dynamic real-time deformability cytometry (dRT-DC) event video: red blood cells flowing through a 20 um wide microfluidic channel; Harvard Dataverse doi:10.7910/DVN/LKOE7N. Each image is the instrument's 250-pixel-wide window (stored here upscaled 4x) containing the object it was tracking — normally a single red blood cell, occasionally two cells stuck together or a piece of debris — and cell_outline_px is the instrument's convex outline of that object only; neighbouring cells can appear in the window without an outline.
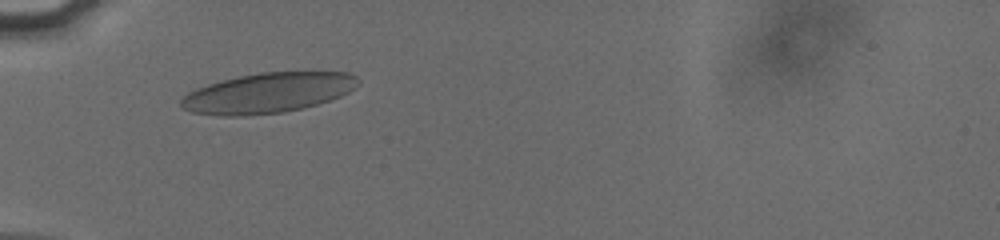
{"species": "human", "species_latin": "Homo sapiens", "temperature_condition": "cold", "stored_images_in_passage": 40, "camera_frame_rate_fps": 3000, "um_per_image_px": 0.085, "donor": {"sex": "male"}, "frame": {"image": 1, "passage_image": 9, "time_ms": 2.667, "image_size_px": [1000, 240], "cell_outline_px": [[360, 84], [356, 88], [340, 96], [304, 108], [284, 112], [240, 116], [224, 116], [192, 112], [184, 108], [180, 104], [180, 100], [188, 92], [196, 88], [208, 84], [240, 76], [260, 72], [348, 72], [356, 76], [360, 80]], "centroid_in_image_um": [22.8, 7.89], "position_along_channel_um": 62.2, "area_um2": 41.27}}
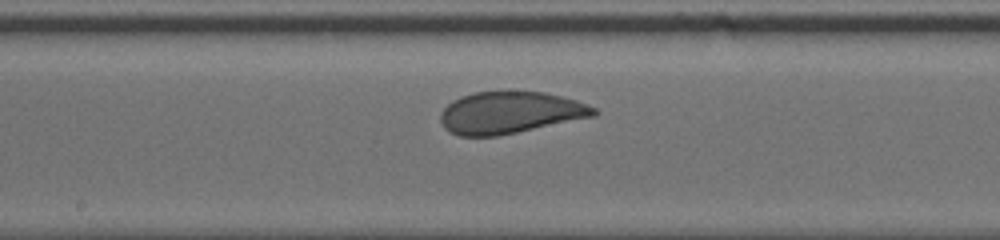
{"frame": {"image": 2, "passage_image": 21, "time_ms": 6.667, "image_size_px": [1000, 240], "cell_outline_px": [[600, 112], [596, 116], [496, 136], [460, 136], [444, 128], [440, 120], [440, 112], [452, 100], [460, 96], [476, 92], [544, 92], [576, 100], [588, 104], [596, 108]], "centroid_in_image_um": [43.36, 9.57], "position_along_channel_um": 204.8, "area_um2": 37.28}}
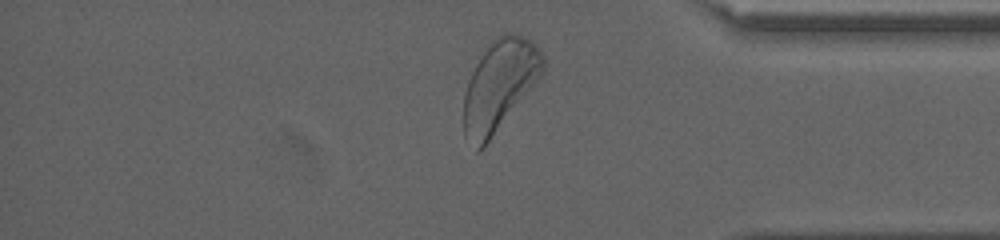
{"frame": {"image": 3, "passage_image": 37, "time_ms": 12.0, "image_size_px": [1000, 240], "cell_outline_px": [[544, 68], [540, 76], [484, 148], [476, 152], [464, 136], [464, 96], [468, 80], [476, 64], [492, 40], [496, 36], [508, 32], [512, 32], [524, 36], [532, 40], [536, 44], [544, 56]], "centroid_in_image_um": [42.44, 7.26], "position_along_channel_um": 392.8, "area_um2": 41.62}, "authors_computed_cell_mechanics": {"area_um2": 38.4659, "velocity_mm_per_s": 3.7831, "shape_relaxation_time_tau1_ms": 3.0251, "shape_relaxation_time_tau2_ms": null, "deformation_change_tau1": 0.0945, "deformation_change_tau2": null}}